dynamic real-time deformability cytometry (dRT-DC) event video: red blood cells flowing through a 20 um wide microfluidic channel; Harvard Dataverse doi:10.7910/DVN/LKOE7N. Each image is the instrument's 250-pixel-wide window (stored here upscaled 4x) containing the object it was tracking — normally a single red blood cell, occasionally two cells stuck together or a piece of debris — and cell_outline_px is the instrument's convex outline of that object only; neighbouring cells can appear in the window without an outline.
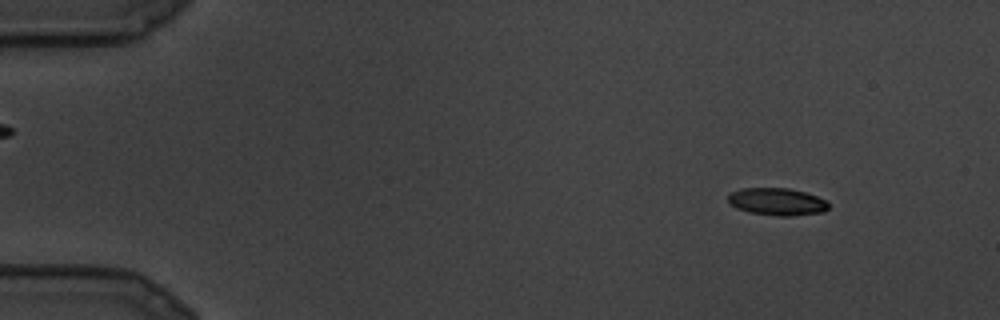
{"species": "common noctule bat (a hibernating species)", "species_latin": "Nyctalus noctula", "temperature_condition": "cold", "stored_images_in_passage": 12, "camera_frame_rate_fps": 3000, "um_per_image_px": 0.085, "animal": {"sex": "male", "body_mass_g": 19.5, "forearm_length_mm": 54.6}, "frame": {"image": 1, "passage_image": 3, "time_ms": 0.667, "image_size_px": [1000, 320], "cell_outline_px": [[828, 208], [824, 212], [792, 216], [776, 216], [748, 212], [736, 208], [728, 200], [728, 196], [732, 192], [740, 188], [788, 188], [804, 192], [828, 200]], "centroid_in_image_um": [66.07, 17.15], "position_along_channel_um": 18.9, "area_um2": 16.07}}
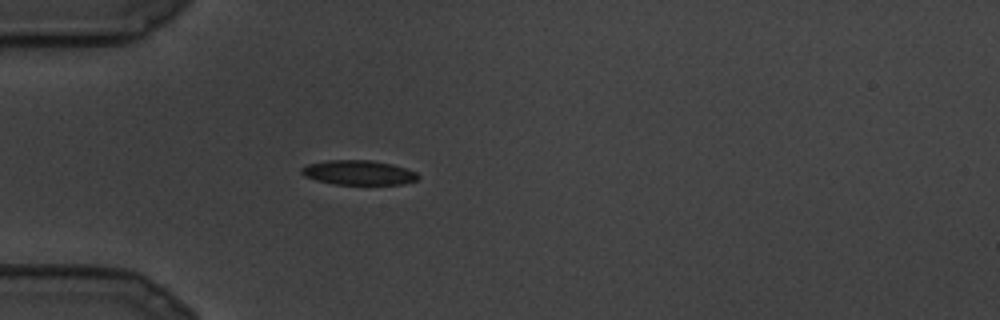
{"frame": {"image": 2, "passage_image": 8, "time_ms": 2.333, "image_size_px": [1000, 320], "cell_outline_px": [[420, 176], [416, 180], [404, 184], [336, 184], [316, 180], [304, 176], [300, 172], [300, 168], [308, 164], [328, 160], [372, 160], [392, 164], [416, 172]], "centroid_in_image_um": [30.46, 14.66], "position_along_channel_um": 54.5, "area_um2": 16.65}}
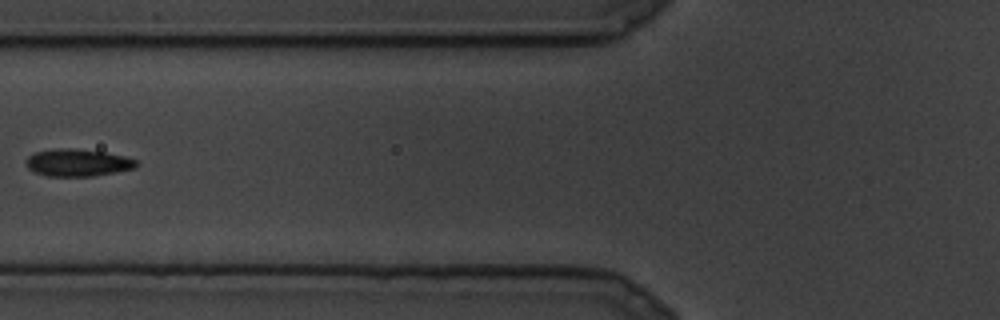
{"frame": {"image": 3, "passage_image": 11, "time_ms": 3.333, "image_size_px": [1000, 320], "cell_outline_px": [[140, 164], [136, 168], [116, 172], [92, 176], [48, 176], [32, 172], [28, 168], [28, 156], [36, 152], [56, 148], [76, 148], [104, 152], [124, 156], [136, 160]], "centroid_in_image_um": [6.63, 13.82], "position_along_channel_um": 119.2, "area_um2": 17.57}}